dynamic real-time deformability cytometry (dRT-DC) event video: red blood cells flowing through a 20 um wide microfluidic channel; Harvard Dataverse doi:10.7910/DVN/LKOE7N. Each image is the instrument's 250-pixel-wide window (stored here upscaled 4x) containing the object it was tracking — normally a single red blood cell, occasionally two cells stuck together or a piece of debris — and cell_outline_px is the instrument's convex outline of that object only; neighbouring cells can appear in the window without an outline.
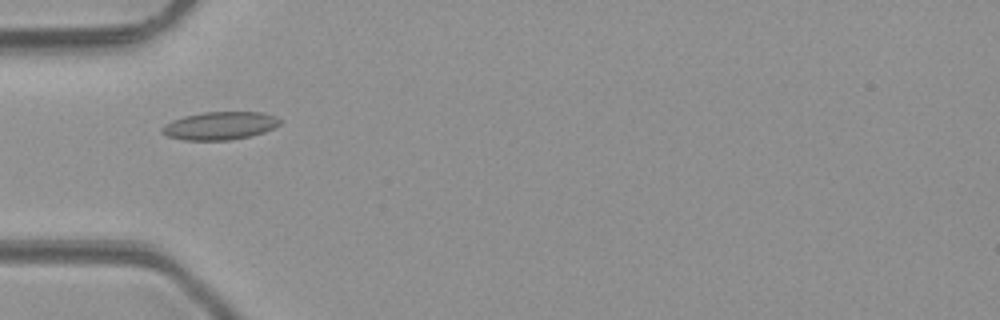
{"species": "common noctule bat (a hibernating species)", "species_latin": "Nyctalus noctula", "temperature_condition": "room temperature", "stored_images_in_passage": 3, "camera_frame_rate_fps": 3000, "um_per_image_px": 0.085, "animal": {"sex": "male", "body_mass_g": 23.1, "forearm_length_mm": 52.7}, "frame": {"image": 1, "passage_image": 2, "time_ms": 1.333, "image_size_px": [1000, 320], "cell_outline_px": [[280, 124], [264, 132], [248, 136], [228, 140], [184, 140], [168, 136], [160, 132], [160, 128], [164, 124], [172, 120], [184, 116], [204, 112], [260, 112], [276, 116], [280, 120]], "centroid_in_image_um": [18.65, 10.68], "position_along_channel_um": 66.4, "area_um2": 19.13}}
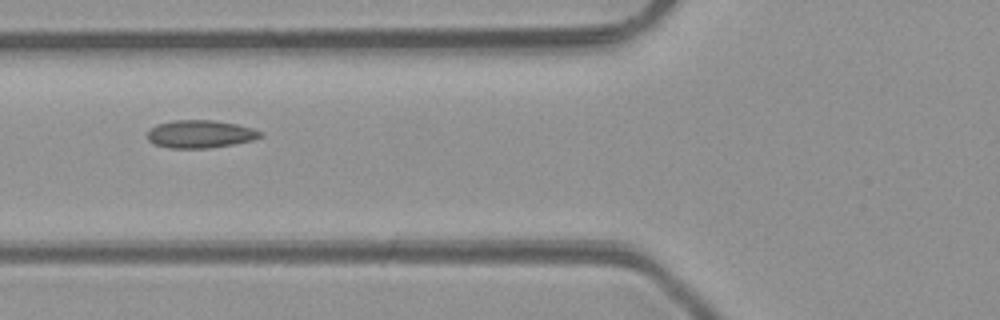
{"frame": {"image": 2, "passage_image": 3, "time_ms": 2.333, "image_size_px": [1000, 320], "cell_outline_px": [[264, 136], [252, 140], [232, 144], [208, 148], [168, 148], [156, 144], [148, 140], [148, 128], [156, 124], [172, 120], [212, 120], [236, 124], [252, 128], [264, 132]], "centroid_in_image_um": [17.01, 11.38], "position_along_channel_um": 108.8, "area_um2": 18.38}}